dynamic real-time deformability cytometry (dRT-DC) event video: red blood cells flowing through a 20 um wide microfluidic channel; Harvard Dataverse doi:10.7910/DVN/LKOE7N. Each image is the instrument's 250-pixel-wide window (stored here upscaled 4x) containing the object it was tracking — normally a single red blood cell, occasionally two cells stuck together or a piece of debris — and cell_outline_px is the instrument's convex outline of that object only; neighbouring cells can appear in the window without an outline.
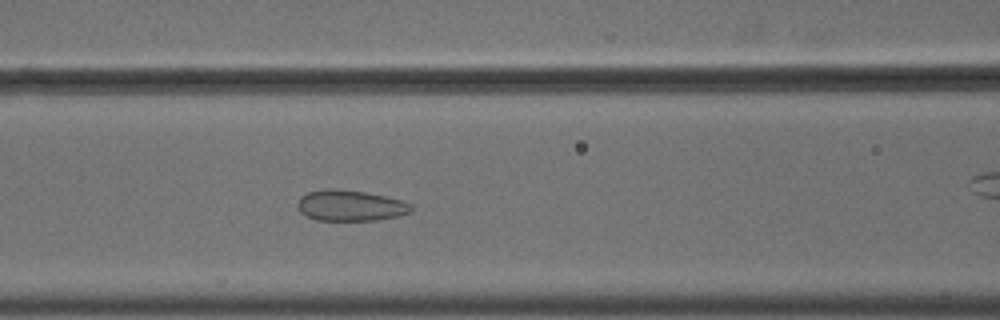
{"species": "common noctule bat (a hibernating species)", "species_latin": "Nyctalus noctula", "temperature_condition": "cold", "stored_images_in_passage": 47, "camera_frame_rate_fps": 3000, "um_per_image_px": 0.085, "animal": {"sex": "male", "body_mass_g": 18.8}, "frame": {"image": 1, "passage_image": 24, "time_ms": 7.667, "image_size_px": [1000, 320], "cell_outline_px": [[412, 208], [408, 212], [400, 216], [376, 220], [316, 220], [300, 212], [296, 204], [300, 196], [308, 192], [324, 188], [332, 188], [364, 192], [384, 196], [400, 200], [412, 204]], "centroid_in_image_um": [29.74, 17.47], "position_along_channel_um": 136.9, "area_um2": 20.4}}
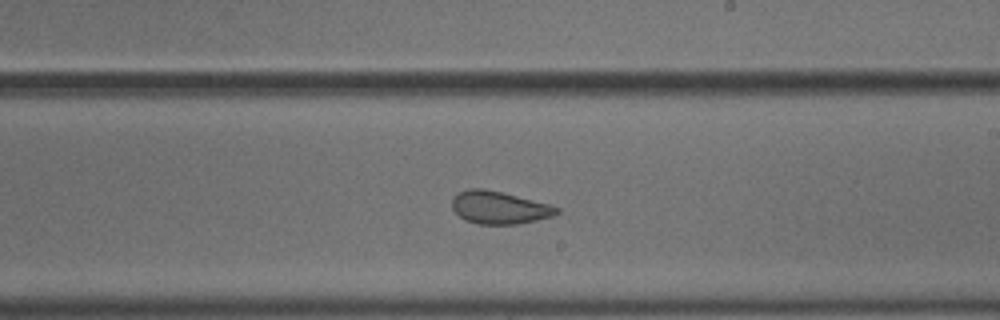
{"frame": {"image": 2, "passage_image": 33, "time_ms": 10.667, "image_size_px": [1000, 320], "cell_outline_px": [[560, 212], [552, 216], [536, 220], [516, 224], [480, 224], [468, 220], [460, 216], [452, 208], [452, 196], [468, 188], [484, 188], [548, 204], [560, 208]], "centroid_in_image_um": [42.42, 17.64], "position_along_channel_um": 246.6, "area_um2": 19.59}}
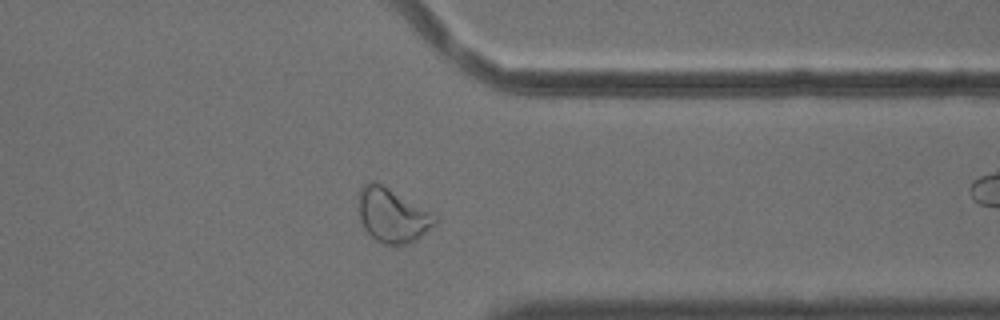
{"frame": {"image": 3, "passage_image": 44, "time_ms": 14.333, "image_size_px": [1000, 320], "cell_outline_px": [[440, 220], [436, 224], [416, 240], [408, 244], [384, 244], [376, 240], [364, 228], [360, 220], [360, 192], [364, 184], [368, 180], [372, 180], [388, 188], [432, 212]], "centroid_in_image_um": [33.39, 18.32], "position_along_channel_um": 378.0, "area_um2": 23.76}}